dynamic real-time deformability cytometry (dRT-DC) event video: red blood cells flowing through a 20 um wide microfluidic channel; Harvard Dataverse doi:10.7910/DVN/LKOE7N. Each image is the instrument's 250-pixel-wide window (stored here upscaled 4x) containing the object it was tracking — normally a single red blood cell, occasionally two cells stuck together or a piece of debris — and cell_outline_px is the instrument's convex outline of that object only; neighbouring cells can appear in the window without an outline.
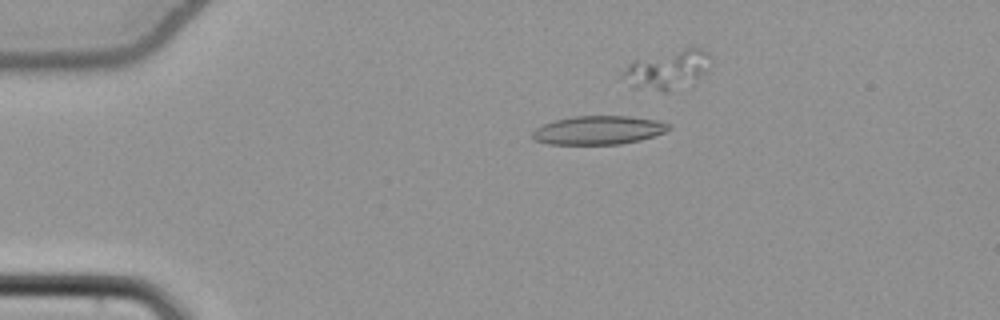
{"species": "common noctule bat (a hibernating species)", "species_latin": "Nyctalus noctula", "temperature_condition": "cold", "stored_images_in_passage": 42, "camera_frame_rate_fps": 3000, "um_per_image_px": 0.085, "animal": {"sex": "female", "body_mass_g": 22.7, "forearm_length_mm": 54.2}, "frame": {"image": 1, "passage_image": 12, "time_ms": 3.667, "image_size_px": [1000, 320], "cell_outline_px": [[672, 128], [664, 132], [640, 140], [620, 144], [548, 144], [536, 140], [532, 136], [532, 132], [536, 128], [544, 124], [556, 120], [572, 116], [628, 116], [660, 120], [672, 124]], "centroid_in_image_um": [50.92, 11.05], "position_along_channel_um": 34.1, "area_um2": 22.77}}
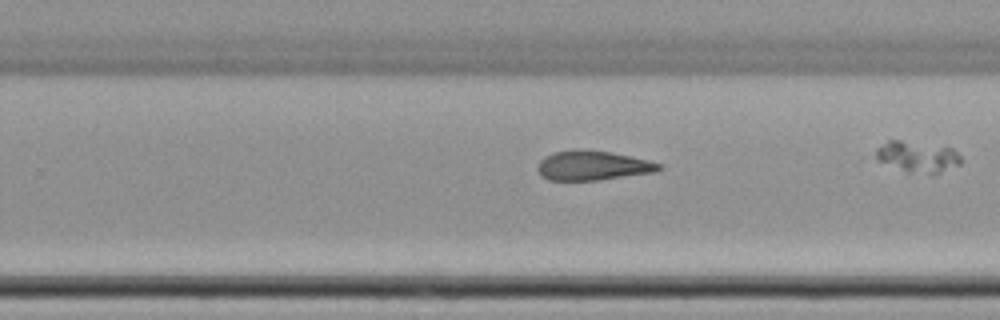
{"frame": {"image": 2, "passage_image": 35, "time_ms": 11.333, "image_size_px": [1000, 320], "cell_outline_px": [[664, 168], [656, 172], [600, 180], [548, 180], [540, 176], [536, 168], [540, 160], [544, 156], [556, 152], [580, 148], [612, 152], [648, 160], [660, 164]], "centroid_in_image_um": [50.37, 14.07], "position_along_channel_um": 279.4, "area_um2": 21.15}}
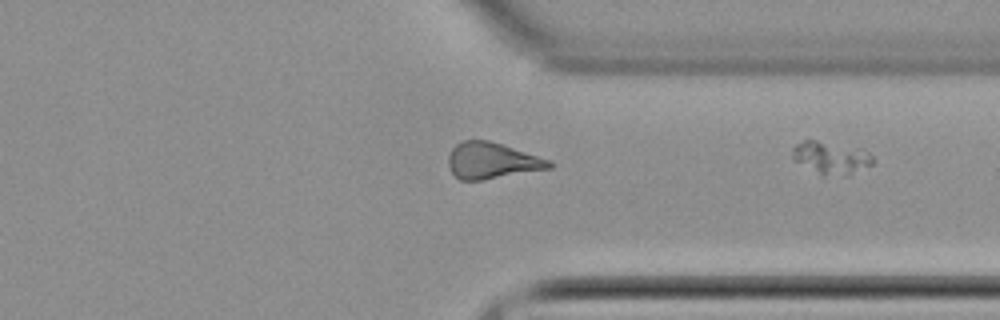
{"frame": {"image": 3, "passage_image": 42, "time_ms": 13.667, "image_size_px": [1000, 320], "cell_outline_px": [[872, 164], [848, 176], [824, 176], [796, 160], [792, 152], [792, 148], [796, 144], [804, 140], [816, 140], [864, 148], [872, 156]], "centroid_in_image_um": [70.69, 13.4], "position_along_channel_um": 340.7, "area_um2": 15.2}}